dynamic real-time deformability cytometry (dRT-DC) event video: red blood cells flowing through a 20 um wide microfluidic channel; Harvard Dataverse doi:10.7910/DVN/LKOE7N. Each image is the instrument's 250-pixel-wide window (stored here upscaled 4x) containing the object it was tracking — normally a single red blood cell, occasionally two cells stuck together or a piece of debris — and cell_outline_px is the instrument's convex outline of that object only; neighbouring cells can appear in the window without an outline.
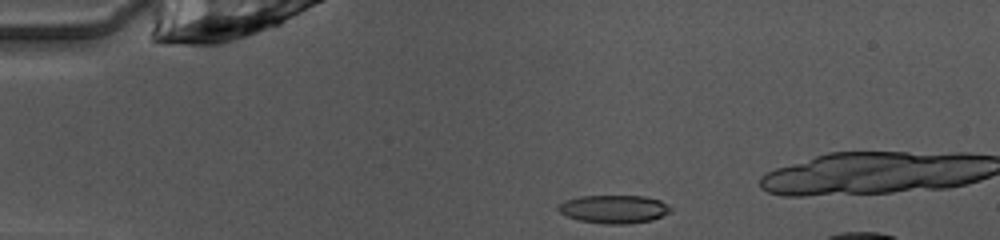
{"species": "common noctule bat (a hibernating species)", "species_latin": "Nyctalus noctula", "temperature_condition": "warm", "stored_images_in_passage": 7, "camera_frame_rate_fps": 3000, "um_per_image_px": 0.085, "animal": {"sex": "female", "body_mass_g": 10.0, "forearm_length_mm": 53.1}, "frame": {"image": 1, "passage_image": 1, "time_ms": 0.0, "image_size_px": [1000, 240], "cell_outline_px": [[672, 212], [652, 220], [628, 224], [604, 224], [580, 220], [568, 216], [560, 212], [556, 208], [556, 204], [564, 200], [580, 196], [644, 196], [660, 200], [672, 208]], "centroid_in_image_um": [52.18, 17.77], "position_along_channel_um": 32.8, "area_um2": 18.61}}